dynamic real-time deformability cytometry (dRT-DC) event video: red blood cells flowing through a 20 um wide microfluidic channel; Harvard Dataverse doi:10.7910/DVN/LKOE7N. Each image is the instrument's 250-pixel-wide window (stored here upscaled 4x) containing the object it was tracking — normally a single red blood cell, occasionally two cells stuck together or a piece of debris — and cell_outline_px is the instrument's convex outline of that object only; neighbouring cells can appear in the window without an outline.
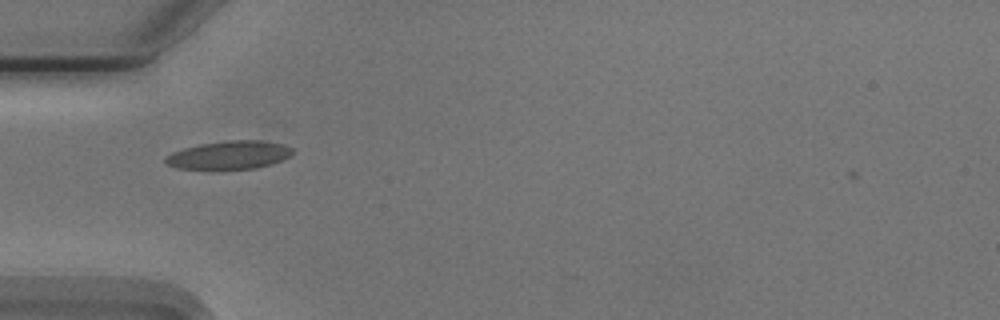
{"species": "Egyptian fruit bat (a non-hibernating species)", "species_latin": "Rousettus aegyptiacus", "temperature_condition": "cold", "stored_images_in_passage": 22, "camera_frame_rate_fps": 3000, "um_per_image_px": 0.085, "animal": {"sex": "male"}, "frame": {"image": 1, "passage_image": 3, "time_ms": 0.667, "image_size_px": [1000, 320], "cell_outline_px": [[292, 152], [288, 156], [280, 160], [268, 164], [252, 168], [176, 168], [168, 164], [164, 160], [164, 156], [172, 152], [184, 148], [200, 144], [228, 140], [260, 140], [280, 144], [292, 148]], "centroid_in_image_um": [19.42, 13.15], "position_along_channel_um": 65.6, "area_um2": 20.29}}
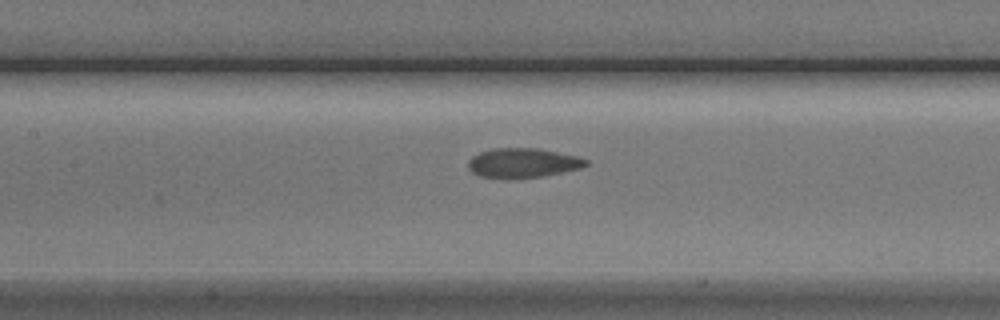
{"frame": {"image": 2, "passage_image": 11, "time_ms": 3.333, "image_size_px": [1000, 320], "cell_outline_px": [[588, 164], [580, 168], [540, 176], [480, 176], [472, 172], [468, 168], [468, 160], [472, 156], [480, 152], [496, 148], [536, 148], [576, 156], [588, 160]], "centroid_in_image_um": [44.43, 13.81], "position_along_channel_um": 163.0, "area_um2": 19.36}}
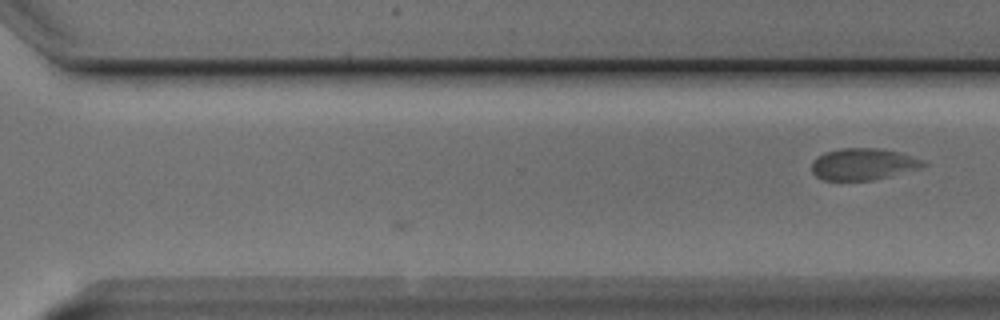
{"frame": {"image": 3, "passage_image": 22, "time_ms": 7.0, "image_size_px": [1000, 320], "cell_outline_px": [[928, 164], [920, 168], [872, 180], [824, 180], [816, 176], [812, 172], [812, 160], [816, 156], [824, 152], [840, 148], [880, 148], [900, 152], [920, 160]], "centroid_in_image_um": [73.31, 13.94], "position_along_channel_um": 297.3, "area_um2": 20.52}}